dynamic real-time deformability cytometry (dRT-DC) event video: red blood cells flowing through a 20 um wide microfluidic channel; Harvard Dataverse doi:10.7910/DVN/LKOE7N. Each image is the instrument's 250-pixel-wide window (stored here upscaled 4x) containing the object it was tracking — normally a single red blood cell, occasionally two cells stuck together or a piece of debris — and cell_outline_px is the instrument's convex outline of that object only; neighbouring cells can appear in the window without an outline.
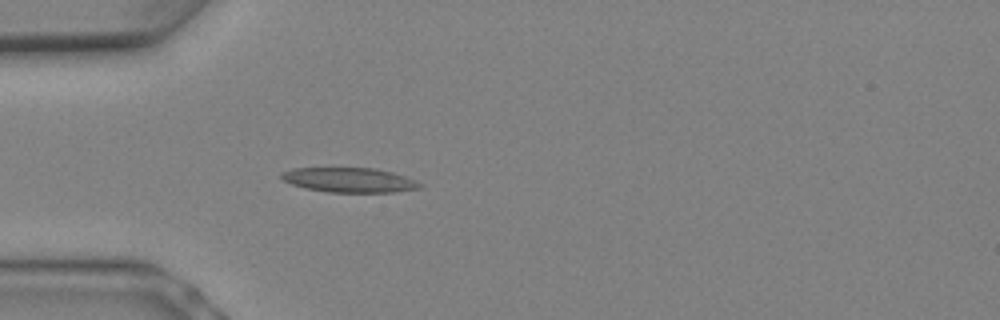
{"species": "Egyptian fruit bat (a non-hibernating species)", "species_latin": "Rousettus aegyptiacus", "temperature_condition": "warm", "stored_images_in_passage": 4, "camera_frame_rate_fps": 3000, "um_per_image_px": 0.085, "animal": {"sex": "female"}, "frame": {"image": 1, "passage_image": 4, "time_ms": 1.0, "image_size_px": [1000, 320], "cell_outline_px": [[424, 184], [420, 188], [396, 192], [328, 192], [304, 188], [292, 184], [284, 180], [280, 176], [280, 172], [292, 168], [376, 168], [392, 172], [404, 176]], "centroid_in_image_um": [29.69, 15.3], "position_along_channel_um": 55.3, "area_um2": 19.94}}